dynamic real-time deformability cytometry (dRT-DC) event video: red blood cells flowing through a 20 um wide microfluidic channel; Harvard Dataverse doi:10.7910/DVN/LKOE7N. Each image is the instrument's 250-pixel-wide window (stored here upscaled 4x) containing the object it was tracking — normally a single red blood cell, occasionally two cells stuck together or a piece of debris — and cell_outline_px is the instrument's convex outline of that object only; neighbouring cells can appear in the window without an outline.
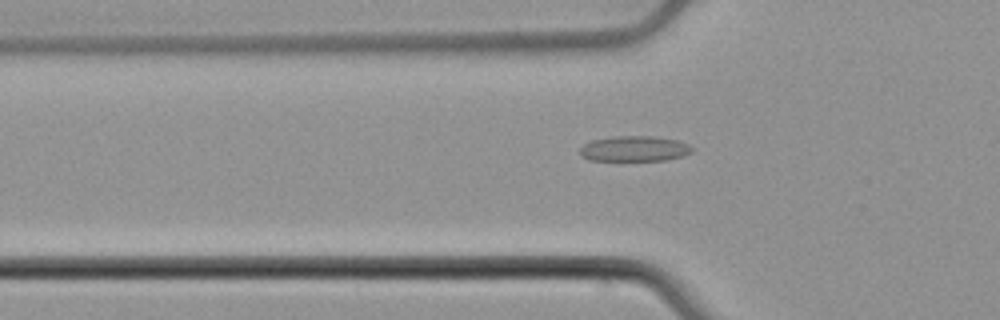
{"species": "common noctule bat (a hibernating species)", "species_latin": "Nyctalus noctula", "temperature_condition": "cold", "stored_images_in_passage": 39, "camera_frame_rate_fps": 3000, "um_per_image_px": 0.085, "animal": {"sex": "male", "body_mass_g": 21.5, "forearm_length_mm": 52.0}, "frame": {"image": 1, "passage_image": 3, "time_ms": 0.667, "image_size_px": [1000, 320], "cell_outline_px": [[692, 152], [684, 156], [664, 160], [588, 160], [580, 156], [580, 148], [584, 144], [592, 140], [612, 136], [652, 136], [676, 140], [688, 144], [692, 148]], "centroid_in_image_um": [53.9, 12.64], "position_along_channel_um": 71.9, "area_um2": 16.59}}
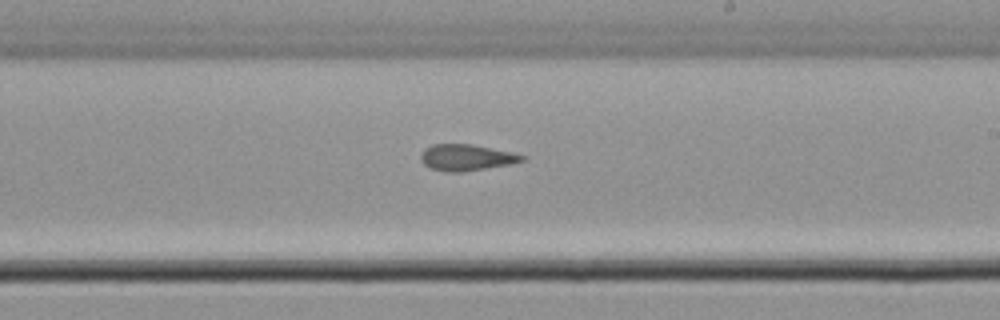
{"frame": {"image": 2, "passage_image": 17, "time_ms": 5.333, "image_size_px": [1000, 320], "cell_outline_px": [[524, 160], [512, 164], [464, 172], [444, 172], [432, 168], [424, 164], [420, 160], [420, 156], [424, 148], [432, 144], [472, 144], [508, 152], [524, 156]], "centroid_in_image_um": [39.59, 13.4], "position_along_channel_um": 249.4, "area_um2": 15.43}}
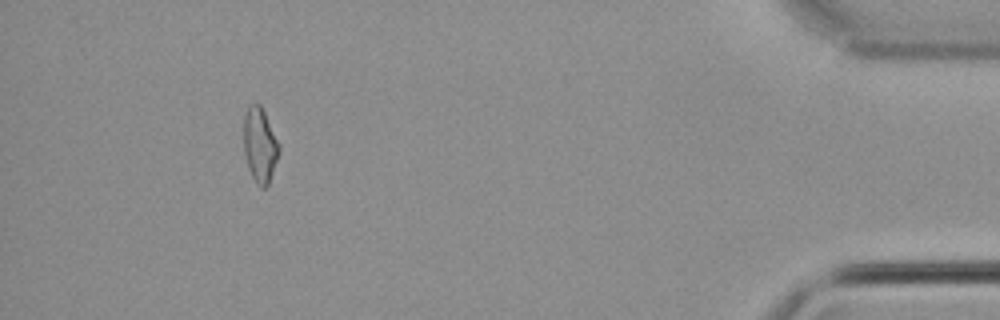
{"frame": {"image": 3, "passage_image": 35, "time_ms": 11.333, "image_size_px": [1000, 320], "cell_outline_px": [[280, 152], [268, 184], [264, 188], [260, 188], [256, 184], [248, 168], [244, 152], [244, 116], [248, 104], [260, 104], [280, 144]], "centroid_in_image_um": [22.09, 12.33], "position_along_channel_um": 413.1, "area_um2": 15.43}, "authors_computed_cell_mechanics": {"area_um2": 15.4326, "velocity_mm_per_s": 3.7981, "shape_relaxation_time_tau1_ms": null, "shape_relaxation_time_tau2_ms": 3.6087, "deformation_change_tau1": null, "deformation_change_tau2": 0.0929}}